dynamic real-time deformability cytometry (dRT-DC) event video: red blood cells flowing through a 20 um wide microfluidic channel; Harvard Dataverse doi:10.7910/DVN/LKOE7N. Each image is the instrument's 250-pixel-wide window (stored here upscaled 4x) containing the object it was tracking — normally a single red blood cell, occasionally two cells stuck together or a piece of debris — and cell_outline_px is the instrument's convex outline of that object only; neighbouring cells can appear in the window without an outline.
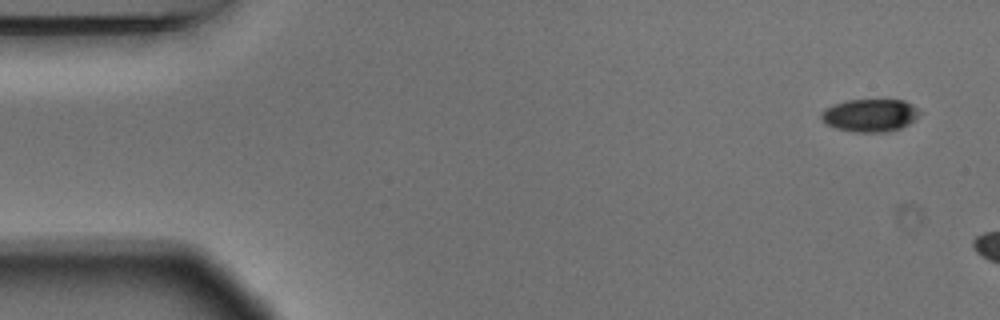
{"species": "Egyptian fruit bat (a non-hibernating species)", "species_latin": "Rousettus aegyptiacus", "temperature_condition": "warm", "stored_images_in_passage": 4, "camera_frame_rate_fps": 3000, "um_per_image_px": 0.085, "animal": {"sex": "male"}, "frame": {"image": 1, "passage_image": 1, "time_ms": 0.0, "image_size_px": [1000, 320], "cell_outline_px": [[924, 112], [908, 124], [900, 128], [888, 132], [856, 132], [836, 128], [828, 124], [820, 116], [820, 112], [824, 108], [832, 104], [848, 100], [904, 100], [912, 104]], "centroid_in_image_um": [73.98, 9.79], "position_along_channel_um": 11.0, "area_um2": 18.9}}